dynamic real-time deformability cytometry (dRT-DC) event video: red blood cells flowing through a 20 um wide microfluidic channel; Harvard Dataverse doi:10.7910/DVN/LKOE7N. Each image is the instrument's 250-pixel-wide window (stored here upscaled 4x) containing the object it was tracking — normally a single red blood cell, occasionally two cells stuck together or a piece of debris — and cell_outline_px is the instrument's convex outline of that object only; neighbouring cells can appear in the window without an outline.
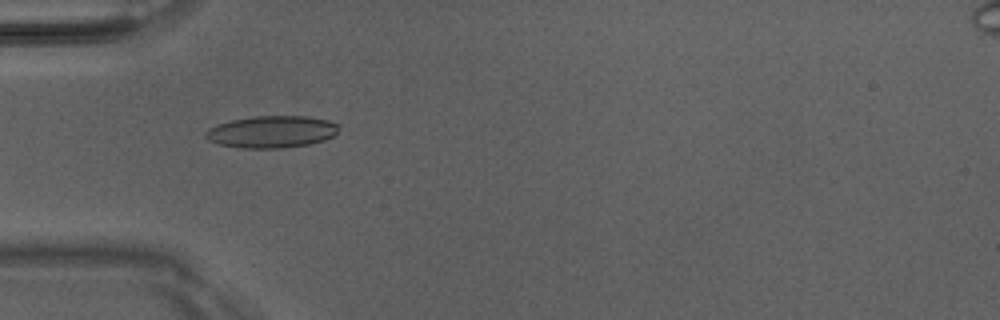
{"species": "Egyptian fruit bat (a non-hibernating species)", "species_latin": "Rousettus aegyptiacus", "temperature_condition": "room temperature", "stored_images_in_passage": 50, "camera_frame_rate_fps": 3000, "um_per_image_px": 0.085, "animal": {"sex": "male"}, "frame": {"image": 1, "passage_image": 16, "time_ms": 5.0, "image_size_px": [1000, 320], "cell_outline_px": [[340, 128], [332, 136], [324, 140], [308, 144], [280, 148], [240, 148], [216, 144], [208, 140], [204, 136], [204, 132], [208, 128], [232, 120], [256, 116], [304, 116], [328, 120], [340, 124]], "centroid_in_image_um": [23.07, 11.2], "position_along_channel_um": 61.9, "area_um2": 24.85}}
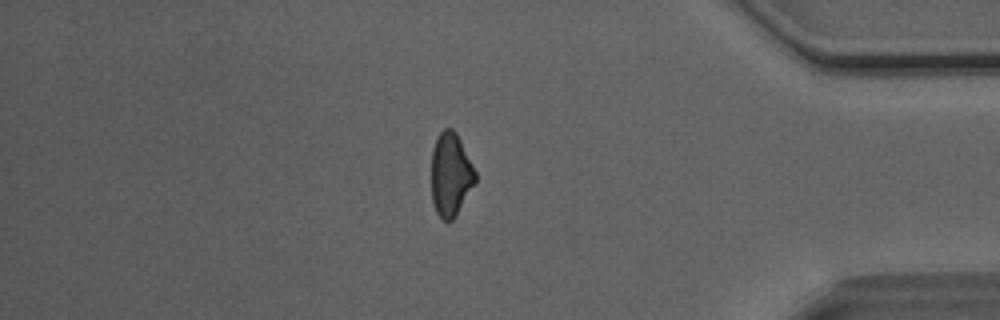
{"frame": {"image": 2, "passage_image": 43, "time_ms": 14.0, "image_size_px": [1000, 320], "cell_outline_px": [[476, 180], [456, 216], [452, 220], [444, 220], [436, 212], [432, 200], [432, 148], [436, 136], [444, 128], [452, 128], [456, 132], [476, 172]], "centroid_in_image_um": [38.29, 14.81], "position_along_channel_um": 396.9, "area_um2": 21.21}}
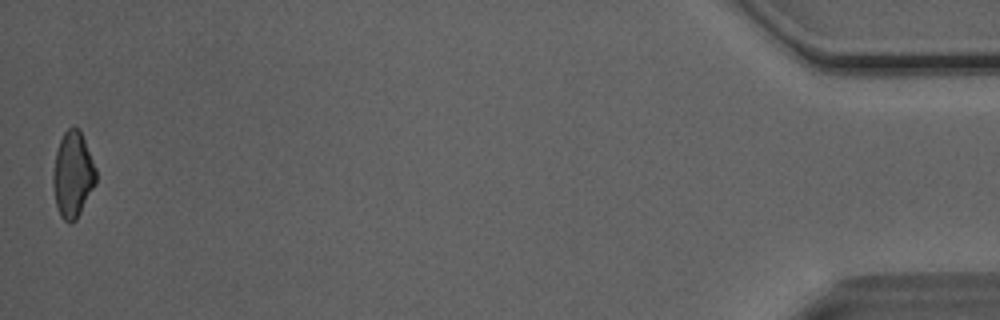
{"frame": {"image": 3, "passage_image": 50, "time_ms": 16.333, "image_size_px": [1000, 320], "cell_outline_px": [[96, 184], [76, 220], [72, 224], [64, 220], [60, 216], [56, 204], [52, 184], [52, 172], [56, 152], [60, 140], [64, 132], [68, 128], [80, 128], [96, 168]], "centroid_in_image_um": [6.19, 14.85], "position_along_channel_um": 429.0, "area_um2": 21.62}, "authors_computed_cell_mechanics": {"area_um2": 22.8021, "velocity_mm_per_s": 4.1035, "shape_relaxation_time_tau1_ms": 6.4145, "shape_relaxation_time_tau2_ms": 2.294, "deformation_change_tau1": 0.168, "deformation_change_tau2": 0.0964}}